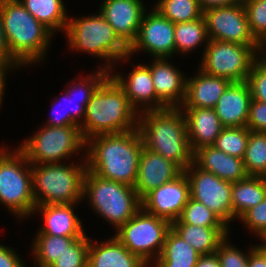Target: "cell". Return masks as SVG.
Wrapping results in <instances>:
<instances>
[{
  "label": "cell",
  "mask_w": 266,
  "mask_h": 267,
  "mask_svg": "<svg viewBox=\"0 0 266 267\" xmlns=\"http://www.w3.org/2000/svg\"><path fill=\"white\" fill-rule=\"evenodd\" d=\"M142 149L138 129L93 136L86 140L87 170L103 179L134 187Z\"/></svg>",
  "instance_id": "cell-1"
},
{
  "label": "cell",
  "mask_w": 266,
  "mask_h": 267,
  "mask_svg": "<svg viewBox=\"0 0 266 267\" xmlns=\"http://www.w3.org/2000/svg\"><path fill=\"white\" fill-rule=\"evenodd\" d=\"M0 14L10 56L21 67L46 62L47 50L55 34L30 14L19 0H0Z\"/></svg>",
  "instance_id": "cell-2"
},
{
  "label": "cell",
  "mask_w": 266,
  "mask_h": 267,
  "mask_svg": "<svg viewBox=\"0 0 266 267\" xmlns=\"http://www.w3.org/2000/svg\"><path fill=\"white\" fill-rule=\"evenodd\" d=\"M138 115L109 74L92 94L79 128L85 141L100 134L125 133L137 129Z\"/></svg>",
  "instance_id": "cell-3"
},
{
  "label": "cell",
  "mask_w": 266,
  "mask_h": 267,
  "mask_svg": "<svg viewBox=\"0 0 266 267\" xmlns=\"http://www.w3.org/2000/svg\"><path fill=\"white\" fill-rule=\"evenodd\" d=\"M143 146L175 163L182 171L193 162L185 117L180 108L147 110L138 115Z\"/></svg>",
  "instance_id": "cell-4"
},
{
  "label": "cell",
  "mask_w": 266,
  "mask_h": 267,
  "mask_svg": "<svg viewBox=\"0 0 266 267\" xmlns=\"http://www.w3.org/2000/svg\"><path fill=\"white\" fill-rule=\"evenodd\" d=\"M73 16L68 18L64 32L69 51L72 49L71 51L76 53H87L97 59L100 58L104 62H100L98 67L107 69L109 72L119 63L131 61L129 47L100 12L91 13L88 16L82 15V17Z\"/></svg>",
  "instance_id": "cell-5"
},
{
  "label": "cell",
  "mask_w": 266,
  "mask_h": 267,
  "mask_svg": "<svg viewBox=\"0 0 266 267\" xmlns=\"http://www.w3.org/2000/svg\"><path fill=\"white\" fill-rule=\"evenodd\" d=\"M80 161L31 165L33 198L36 206L75 204L83 201L85 154Z\"/></svg>",
  "instance_id": "cell-6"
},
{
  "label": "cell",
  "mask_w": 266,
  "mask_h": 267,
  "mask_svg": "<svg viewBox=\"0 0 266 267\" xmlns=\"http://www.w3.org/2000/svg\"><path fill=\"white\" fill-rule=\"evenodd\" d=\"M100 218L117 231L141 208V199L133 186L103 179L86 170L83 184V201Z\"/></svg>",
  "instance_id": "cell-7"
},
{
  "label": "cell",
  "mask_w": 266,
  "mask_h": 267,
  "mask_svg": "<svg viewBox=\"0 0 266 267\" xmlns=\"http://www.w3.org/2000/svg\"><path fill=\"white\" fill-rule=\"evenodd\" d=\"M0 204L21 221L30 218L36 207L31 164L17 146L12 150L0 146Z\"/></svg>",
  "instance_id": "cell-8"
},
{
  "label": "cell",
  "mask_w": 266,
  "mask_h": 267,
  "mask_svg": "<svg viewBox=\"0 0 266 267\" xmlns=\"http://www.w3.org/2000/svg\"><path fill=\"white\" fill-rule=\"evenodd\" d=\"M26 156L31 165L67 162L85 154L86 141L83 139L78 125L52 127L39 125L33 135L20 142L17 146ZM76 154V155H75Z\"/></svg>",
  "instance_id": "cell-9"
},
{
  "label": "cell",
  "mask_w": 266,
  "mask_h": 267,
  "mask_svg": "<svg viewBox=\"0 0 266 267\" xmlns=\"http://www.w3.org/2000/svg\"><path fill=\"white\" fill-rule=\"evenodd\" d=\"M171 223L141 208L114 236L149 267L160 256Z\"/></svg>",
  "instance_id": "cell-10"
},
{
  "label": "cell",
  "mask_w": 266,
  "mask_h": 267,
  "mask_svg": "<svg viewBox=\"0 0 266 267\" xmlns=\"http://www.w3.org/2000/svg\"><path fill=\"white\" fill-rule=\"evenodd\" d=\"M257 46L241 45L209 39L198 63L206 74L222 77L231 82L247 80L251 67L258 57Z\"/></svg>",
  "instance_id": "cell-11"
},
{
  "label": "cell",
  "mask_w": 266,
  "mask_h": 267,
  "mask_svg": "<svg viewBox=\"0 0 266 267\" xmlns=\"http://www.w3.org/2000/svg\"><path fill=\"white\" fill-rule=\"evenodd\" d=\"M109 75V71L98 67L95 72L89 75L76 76L71 85L66 84L60 97L53 100L50 112L51 116L44 122V125L52 127L80 125L84 120L85 107L90 101L94 91L101 82ZM84 77V78H83ZM77 82H76V81Z\"/></svg>",
  "instance_id": "cell-12"
},
{
  "label": "cell",
  "mask_w": 266,
  "mask_h": 267,
  "mask_svg": "<svg viewBox=\"0 0 266 267\" xmlns=\"http://www.w3.org/2000/svg\"><path fill=\"white\" fill-rule=\"evenodd\" d=\"M184 172L190 183L191 198L203 203L230 228L231 222L237 221L232 208V182L198 168L193 162Z\"/></svg>",
  "instance_id": "cell-13"
},
{
  "label": "cell",
  "mask_w": 266,
  "mask_h": 267,
  "mask_svg": "<svg viewBox=\"0 0 266 267\" xmlns=\"http://www.w3.org/2000/svg\"><path fill=\"white\" fill-rule=\"evenodd\" d=\"M143 14L136 40L129 47V56L144 52L153 58L175 56L174 23L164 17L156 8ZM142 50V51H141Z\"/></svg>",
  "instance_id": "cell-14"
},
{
  "label": "cell",
  "mask_w": 266,
  "mask_h": 267,
  "mask_svg": "<svg viewBox=\"0 0 266 267\" xmlns=\"http://www.w3.org/2000/svg\"><path fill=\"white\" fill-rule=\"evenodd\" d=\"M203 17L209 39L257 46L242 3L208 9L203 12Z\"/></svg>",
  "instance_id": "cell-15"
},
{
  "label": "cell",
  "mask_w": 266,
  "mask_h": 267,
  "mask_svg": "<svg viewBox=\"0 0 266 267\" xmlns=\"http://www.w3.org/2000/svg\"><path fill=\"white\" fill-rule=\"evenodd\" d=\"M190 197V183L183 171L174 180L149 192L141 203L147 213L172 223L180 217Z\"/></svg>",
  "instance_id": "cell-16"
},
{
  "label": "cell",
  "mask_w": 266,
  "mask_h": 267,
  "mask_svg": "<svg viewBox=\"0 0 266 267\" xmlns=\"http://www.w3.org/2000/svg\"><path fill=\"white\" fill-rule=\"evenodd\" d=\"M133 70L123 75L119 70L109 74L123 88L130 105L138 112L168 108L156 95L149 63L132 64ZM117 71V72H116Z\"/></svg>",
  "instance_id": "cell-17"
},
{
  "label": "cell",
  "mask_w": 266,
  "mask_h": 267,
  "mask_svg": "<svg viewBox=\"0 0 266 267\" xmlns=\"http://www.w3.org/2000/svg\"><path fill=\"white\" fill-rule=\"evenodd\" d=\"M146 10L144 0H101L98 8L128 47L136 40Z\"/></svg>",
  "instance_id": "cell-18"
},
{
  "label": "cell",
  "mask_w": 266,
  "mask_h": 267,
  "mask_svg": "<svg viewBox=\"0 0 266 267\" xmlns=\"http://www.w3.org/2000/svg\"><path fill=\"white\" fill-rule=\"evenodd\" d=\"M173 59L152 58L149 69L157 97L168 108H180L186 95L187 75L173 65Z\"/></svg>",
  "instance_id": "cell-19"
},
{
  "label": "cell",
  "mask_w": 266,
  "mask_h": 267,
  "mask_svg": "<svg viewBox=\"0 0 266 267\" xmlns=\"http://www.w3.org/2000/svg\"><path fill=\"white\" fill-rule=\"evenodd\" d=\"M182 172L175 163L143 146L134 188L142 200L153 189L174 180Z\"/></svg>",
  "instance_id": "cell-20"
},
{
  "label": "cell",
  "mask_w": 266,
  "mask_h": 267,
  "mask_svg": "<svg viewBox=\"0 0 266 267\" xmlns=\"http://www.w3.org/2000/svg\"><path fill=\"white\" fill-rule=\"evenodd\" d=\"M75 204H49L36 206L32 217L40 214L43 224L35 234L82 237L86 231L83 222L75 213Z\"/></svg>",
  "instance_id": "cell-21"
},
{
  "label": "cell",
  "mask_w": 266,
  "mask_h": 267,
  "mask_svg": "<svg viewBox=\"0 0 266 267\" xmlns=\"http://www.w3.org/2000/svg\"><path fill=\"white\" fill-rule=\"evenodd\" d=\"M187 125L191 151L212 146L223 126L213 108L180 107Z\"/></svg>",
  "instance_id": "cell-22"
},
{
  "label": "cell",
  "mask_w": 266,
  "mask_h": 267,
  "mask_svg": "<svg viewBox=\"0 0 266 267\" xmlns=\"http://www.w3.org/2000/svg\"><path fill=\"white\" fill-rule=\"evenodd\" d=\"M187 76L186 95L180 107L215 108L218 99L232 83L222 77L204 73L199 68Z\"/></svg>",
  "instance_id": "cell-23"
},
{
  "label": "cell",
  "mask_w": 266,
  "mask_h": 267,
  "mask_svg": "<svg viewBox=\"0 0 266 267\" xmlns=\"http://www.w3.org/2000/svg\"><path fill=\"white\" fill-rule=\"evenodd\" d=\"M251 99L246 81L232 82L214 108L222 126L246 127Z\"/></svg>",
  "instance_id": "cell-24"
},
{
  "label": "cell",
  "mask_w": 266,
  "mask_h": 267,
  "mask_svg": "<svg viewBox=\"0 0 266 267\" xmlns=\"http://www.w3.org/2000/svg\"><path fill=\"white\" fill-rule=\"evenodd\" d=\"M193 163L198 168L232 183L243 180L248 176L243 159L225 154L214 146H204L195 150L193 152Z\"/></svg>",
  "instance_id": "cell-25"
},
{
  "label": "cell",
  "mask_w": 266,
  "mask_h": 267,
  "mask_svg": "<svg viewBox=\"0 0 266 267\" xmlns=\"http://www.w3.org/2000/svg\"><path fill=\"white\" fill-rule=\"evenodd\" d=\"M88 267H149L131 253L114 235L104 241L91 240Z\"/></svg>",
  "instance_id": "cell-26"
},
{
  "label": "cell",
  "mask_w": 266,
  "mask_h": 267,
  "mask_svg": "<svg viewBox=\"0 0 266 267\" xmlns=\"http://www.w3.org/2000/svg\"><path fill=\"white\" fill-rule=\"evenodd\" d=\"M171 229L191 245L200 255L215 253L220 242L232 232L229 227H204L175 220Z\"/></svg>",
  "instance_id": "cell-27"
},
{
  "label": "cell",
  "mask_w": 266,
  "mask_h": 267,
  "mask_svg": "<svg viewBox=\"0 0 266 267\" xmlns=\"http://www.w3.org/2000/svg\"><path fill=\"white\" fill-rule=\"evenodd\" d=\"M199 256L191 245L170 229L160 256L150 267H195Z\"/></svg>",
  "instance_id": "cell-28"
},
{
  "label": "cell",
  "mask_w": 266,
  "mask_h": 267,
  "mask_svg": "<svg viewBox=\"0 0 266 267\" xmlns=\"http://www.w3.org/2000/svg\"><path fill=\"white\" fill-rule=\"evenodd\" d=\"M266 198V177L247 176L232 183L231 200L237 220L250 208Z\"/></svg>",
  "instance_id": "cell-29"
},
{
  "label": "cell",
  "mask_w": 266,
  "mask_h": 267,
  "mask_svg": "<svg viewBox=\"0 0 266 267\" xmlns=\"http://www.w3.org/2000/svg\"><path fill=\"white\" fill-rule=\"evenodd\" d=\"M25 9L55 35L65 32L68 12L64 0H19Z\"/></svg>",
  "instance_id": "cell-30"
},
{
  "label": "cell",
  "mask_w": 266,
  "mask_h": 267,
  "mask_svg": "<svg viewBox=\"0 0 266 267\" xmlns=\"http://www.w3.org/2000/svg\"><path fill=\"white\" fill-rule=\"evenodd\" d=\"M175 56L188 55L201 46L203 52L208 44L209 37L204 17L190 22L174 24ZM204 44V45H203ZM195 49V50H194Z\"/></svg>",
  "instance_id": "cell-31"
},
{
  "label": "cell",
  "mask_w": 266,
  "mask_h": 267,
  "mask_svg": "<svg viewBox=\"0 0 266 267\" xmlns=\"http://www.w3.org/2000/svg\"><path fill=\"white\" fill-rule=\"evenodd\" d=\"M78 238L80 237L34 235L30 249L34 266L49 267Z\"/></svg>",
  "instance_id": "cell-32"
},
{
  "label": "cell",
  "mask_w": 266,
  "mask_h": 267,
  "mask_svg": "<svg viewBox=\"0 0 266 267\" xmlns=\"http://www.w3.org/2000/svg\"><path fill=\"white\" fill-rule=\"evenodd\" d=\"M243 162L248 176L266 177V132L250 131Z\"/></svg>",
  "instance_id": "cell-33"
},
{
  "label": "cell",
  "mask_w": 266,
  "mask_h": 267,
  "mask_svg": "<svg viewBox=\"0 0 266 267\" xmlns=\"http://www.w3.org/2000/svg\"><path fill=\"white\" fill-rule=\"evenodd\" d=\"M153 7L174 24L203 17L198 0H158Z\"/></svg>",
  "instance_id": "cell-34"
},
{
  "label": "cell",
  "mask_w": 266,
  "mask_h": 267,
  "mask_svg": "<svg viewBox=\"0 0 266 267\" xmlns=\"http://www.w3.org/2000/svg\"><path fill=\"white\" fill-rule=\"evenodd\" d=\"M250 135L246 127H223L212 145L225 154L243 159Z\"/></svg>",
  "instance_id": "cell-35"
},
{
  "label": "cell",
  "mask_w": 266,
  "mask_h": 267,
  "mask_svg": "<svg viewBox=\"0 0 266 267\" xmlns=\"http://www.w3.org/2000/svg\"><path fill=\"white\" fill-rule=\"evenodd\" d=\"M180 223H186L204 227H228L214 212L203 203L189 198L180 217Z\"/></svg>",
  "instance_id": "cell-36"
},
{
  "label": "cell",
  "mask_w": 266,
  "mask_h": 267,
  "mask_svg": "<svg viewBox=\"0 0 266 267\" xmlns=\"http://www.w3.org/2000/svg\"><path fill=\"white\" fill-rule=\"evenodd\" d=\"M90 237L76 239L49 267H88Z\"/></svg>",
  "instance_id": "cell-37"
},
{
  "label": "cell",
  "mask_w": 266,
  "mask_h": 267,
  "mask_svg": "<svg viewBox=\"0 0 266 267\" xmlns=\"http://www.w3.org/2000/svg\"><path fill=\"white\" fill-rule=\"evenodd\" d=\"M229 238L231 237L228 234L216 250L221 267H248L249 255L255 250V244L252 245L251 243L246 252L237 248L238 246L232 244V242L230 243Z\"/></svg>",
  "instance_id": "cell-38"
},
{
  "label": "cell",
  "mask_w": 266,
  "mask_h": 267,
  "mask_svg": "<svg viewBox=\"0 0 266 267\" xmlns=\"http://www.w3.org/2000/svg\"><path fill=\"white\" fill-rule=\"evenodd\" d=\"M252 100L266 103V57H257L246 80Z\"/></svg>",
  "instance_id": "cell-39"
},
{
  "label": "cell",
  "mask_w": 266,
  "mask_h": 267,
  "mask_svg": "<svg viewBox=\"0 0 266 267\" xmlns=\"http://www.w3.org/2000/svg\"><path fill=\"white\" fill-rule=\"evenodd\" d=\"M249 28L258 41L266 32V0H249L243 4Z\"/></svg>",
  "instance_id": "cell-40"
},
{
  "label": "cell",
  "mask_w": 266,
  "mask_h": 267,
  "mask_svg": "<svg viewBox=\"0 0 266 267\" xmlns=\"http://www.w3.org/2000/svg\"><path fill=\"white\" fill-rule=\"evenodd\" d=\"M241 220V221H240ZM238 221L246 226L250 233L260 238L266 232V198L256 206L248 209Z\"/></svg>",
  "instance_id": "cell-41"
},
{
  "label": "cell",
  "mask_w": 266,
  "mask_h": 267,
  "mask_svg": "<svg viewBox=\"0 0 266 267\" xmlns=\"http://www.w3.org/2000/svg\"><path fill=\"white\" fill-rule=\"evenodd\" d=\"M246 126L250 131L266 132V103L251 99Z\"/></svg>",
  "instance_id": "cell-42"
},
{
  "label": "cell",
  "mask_w": 266,
  "mask_h": 267,
  "mask_svg": "<svg viewBox=\"0 0 266 267\" xmlns=\"http://www.w3.org/2000/svg\"><path fill=\"white\" fill-rule=\"evenodd\" d=\"M14 247L0 243V267H27ZM22 258V259H21Z\"/></svg>",
  "instance_id": "cell-43"
},
{
  "label": "cell",
  "mask_w": 266,
  "mask_h": 267,
  "mask_svg": "<svg viewBox=\"0 0 266 267\" xmlns=\"http://www.w3.org/2000/svg\"><path fill=\"white\" fill-rule=\"evenodd\" d=\"M0 63L15 69H21V66L10 56L9 47L3 32L2 17L0 14Z\"/></svg>",
  "instance_id": "cell-44"
},
{
  "label": "cell",
  "mask_w": 266,
  "mask_h": 267,
  "mask_svg": "<svg viewBox=\"0 0 266 267\" xmlns=\"http://www.w3.org/2000/svg\"><path fill=\"white\" fill-rule=\"evenodd\" d=\"M248 267H266V249L260 242L255 244V250L249 255Z\"/></svg>",
  "instance_id": "cell-45"
},
{
  "label": "cell",
  "mask_w": 266,
  "mask_h": 267,
  "mask_svg": "<svg viewBox=\"0 0 266 267\" xmlns=\"http://www.w3.org/2000/svg\"><path fill=\"white\" fill-rule=\"evenodd\" d=\"M199 6L202 11H206L211 8L228 7L237 4V0H198Z\"/></svg>",
  "instance_id": "cell-46"
},
{
  "label": "cell",
  "mask_w": 266,
  "mask_h": 267,
  "mask_svg": "<svg viewBox=\"0 0 266 267\" xmlns=\"http://www.w3.org/2000/svg\"><path fill=\"white\" fill-rule=\"evenodd\" d=\"M195 267H221L217 253L200 255Z\"/></svg>",
  "instance_id": "cell-47"
},
{
  "label": "cell",
  "mask_w": 266,
  "mask_h": 267,
  "mask_svg": "<svg viewBox=\"0 0 266 267\" xmlns=\"http://www.w3.org/2000/svg\"><path fill=\"white\" fill-rule=\"evenodd\" d=\"M16 69L14 67H8L4 64H1L0 63V109H1V106L3 105V98H4V95H5V88H6V80H7V77L8 74H10V72L12 71H15Z\"/></svg>",
  "instance_id": "cell-48"
},
{
  "label": "cell",
  "mask_w": 266,
  "mask_h": 267,
  "mask_svg": "<svg viewBox=\"0 0 266 267\" xmlns=\"http://www.w3.org/2000/svg\"><path fill=\"white\" fill-rule=\"evenodd\" d=\"M256 53L258 57H266V32L257 41Z\"/></svg>",
  "instance_id": "cell-49"
},
{
  "label": "cell",
  "mask_w": 266,
  "mask_h": 267,
  "mask_svg": "<svg viewBox=\"0 0 266 267\" xmlns=\"http://www.w3.org/2000/svg\"><path fill=\"white\" fill-rule=\"evenodd\" d=\"M260 240L258 241H261V246L266 249V232L259 238Z\"/></svg>",
  "instance_id": "cell-50"
},
{
  "label": "cell",
  "mask_w": 266,
  "mask_h": 267,
  "mask_svg": "<svg viewBox=\"0 0 266 267\" xmlns=\"http://www.w3.org/2000/svg\"><path fill=\"white\" fill-rule=\"evenodd\" d=\"M247 1H249V0H237L238 3H242V4H244Z\"/></svg>",
  "instance_id": "cell-51"
}]
</instances>
